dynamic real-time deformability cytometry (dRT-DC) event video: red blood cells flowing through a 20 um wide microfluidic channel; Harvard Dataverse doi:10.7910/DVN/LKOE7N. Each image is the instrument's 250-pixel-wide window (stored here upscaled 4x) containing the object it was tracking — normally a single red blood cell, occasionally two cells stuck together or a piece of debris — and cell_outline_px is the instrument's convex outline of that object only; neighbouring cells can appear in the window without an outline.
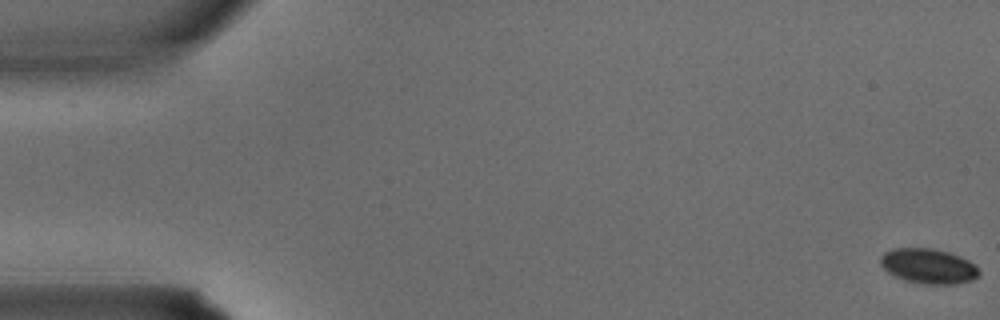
{"species": "common noctule bat (a hibernating species)", "species_latin": "Nyctalus noctula", "temperature_condition": "warm", "stored_images_in_passage": 3, "segment_of_instrument_passage": [2, 2], "camera_frame_rate_fps": 3000, "um_per_image_px": 0.085, "animal": {"sex": "male", "body_mass_g": 15.6}, "frame": {"image": 1, "passage_image": 3, "time_ms": 0.667, "image_size_px": [1000, 320], "cell_outline_px": [[980, 276], [972, 280], [956, 284], [924, 284], [904, 280], [888, 272], [880, 264], [880, 256], [884, 252], [892, 248], [932, 248], [948, 252], [960, 256], [976, 264], [980, 272]], "centroid_in_image_um": [78.93, 22.62], "position_along_channel_um": 6.1, "area_um2": 20.29}}